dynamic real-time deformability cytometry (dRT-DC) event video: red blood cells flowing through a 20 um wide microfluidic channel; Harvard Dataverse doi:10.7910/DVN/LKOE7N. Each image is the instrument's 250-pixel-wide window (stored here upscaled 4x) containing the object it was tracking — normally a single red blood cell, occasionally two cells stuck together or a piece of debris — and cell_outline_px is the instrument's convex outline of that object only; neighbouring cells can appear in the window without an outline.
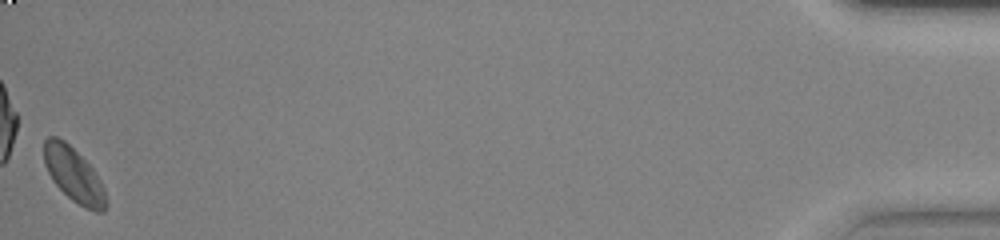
{"species": "common noctule bat (a hibernating species)", "species_latin": "Nyctalus noctula", "temperature_condition": "warm", "stored_images_in_passage": 54, "camera_frame_rate_fps": 3000, "um_per_image_px": 0.085, "animal": {"sex": "female", "body_mass_g": 23.0, "forearm_length_mm": 53.4}, "frame": {"image": 1, "passage_image": 54, "time_ms": 17.667, "image_size_px": [1000, 240], "cell_outline_px": [[108, 204], [104, 212], [96, 212], [84, 208], [72, 200], [52, 180], [44, 164], [44, 140], [48, 136], [56, 136], [64, 140], [92, 168], [100, 180], [104, 188]], "centroid_in_image_um": [6.28, 14.88], "position_along_channel_um": 428.9, "area_um2": 19.54}, "authors_computed_cell_mechanics": {"area_um2": 18.4093, "velocity_mm_per_s": 3.8022, "shape_relaxation_time_tau1_ms": 1.1061, "shape_relaxation_time_tau2_ms": null, "deformation_change_tau1": 0.1895, "deformation_change_tau2": null}}